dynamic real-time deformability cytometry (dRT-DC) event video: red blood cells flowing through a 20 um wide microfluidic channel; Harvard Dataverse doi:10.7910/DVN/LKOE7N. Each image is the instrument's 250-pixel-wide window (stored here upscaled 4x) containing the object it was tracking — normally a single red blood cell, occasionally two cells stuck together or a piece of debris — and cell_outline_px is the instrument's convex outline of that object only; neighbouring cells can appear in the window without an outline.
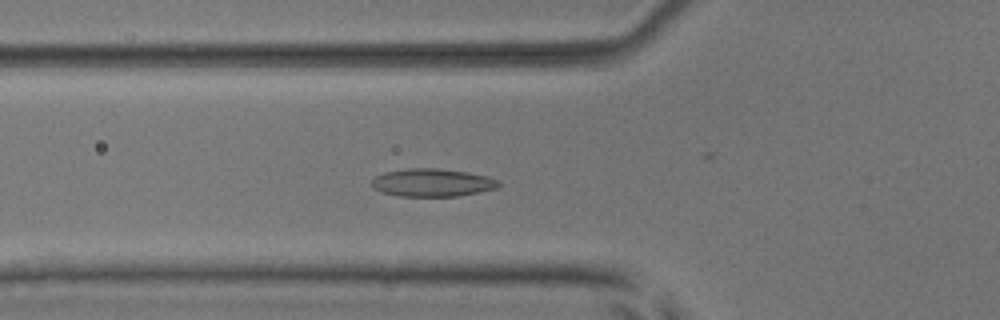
{"species": "common noctule bat (a hibernating species)", "species_latin": "Nyctalus noctula", "temperature_condition": "room temperature", "stored_images_in_passage": 40, "camera_frame_rate_fps": 3000, "um_per_image_px": 0.085, "animal": {"sex": "male", "body_mass_g": 17.9, "forearm_length_mm": 54.2}, "frame": {"image": 1, "passage_image": 19, "time_ms": 6.0, "image_size_px": [1000, 320], "cell_outline_px": [[500, 184], [496, 188], [480, 192], [456, 196], [400, 196], [380, 192], [372, 188], [372, 180], [376, 176], [384, 172], [408, 168], [440, 168], [468, 172], [488, 176], [500, 180]], "centroid_in_image_um": [36.75, 15.52], "position_along_channel_um": 89.1, "area_um2": 20.81}}
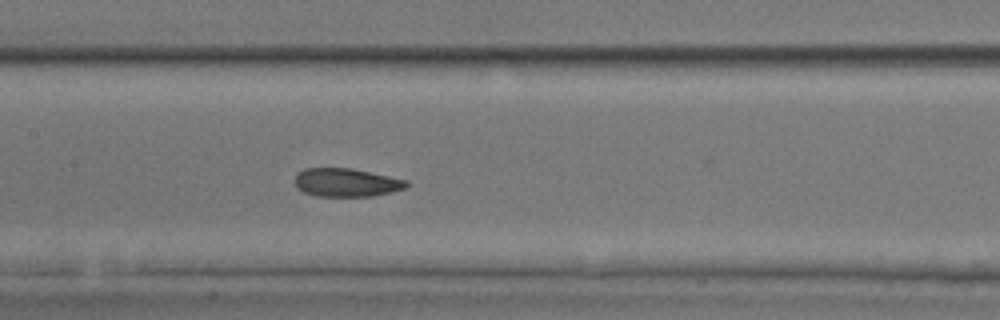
{"frame": {"image": 2, "passage_image": 26, "time_ms": 8.333, "image_size_px": [1000, 320], "cell_outline_px": [[408, 184], [404, 188], [392, 192], [372, 196], [316, 196], [304, 192], [296, 188], [296, 172], [304, 168], [352, 168], [408, 180]], "centroid_in_image_um": [29.42, 15.51], "position_along_channel_um": 178.0, "area_um2": 18.5}}
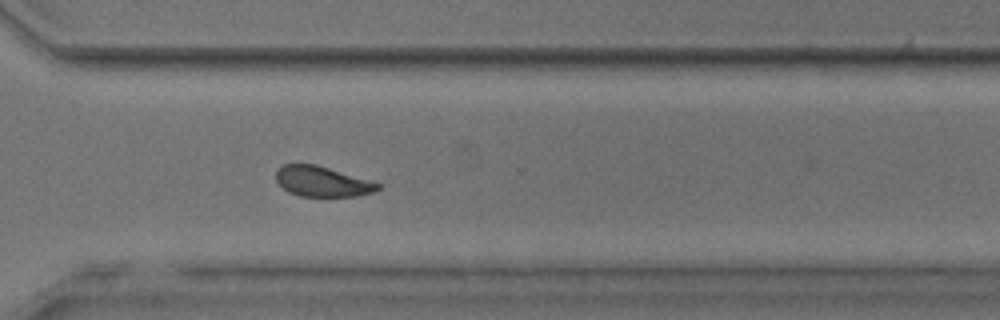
{"frame": {"image": 3, "passage_image": 39, "time_ms": 12.667, "image_size_px": [1000, 320], "cell_outline_px": [[380, 188], [376, 192], [356, 196], [300, 196], [288, 192], [276, 180], [276, 168], [284, 164], [316, 164], [368, 180], [380, 184]], "centroid_in_image_um": [27.37, 15.43], "position_along_channel_um": 343.2, "area_um2": 17.86}}